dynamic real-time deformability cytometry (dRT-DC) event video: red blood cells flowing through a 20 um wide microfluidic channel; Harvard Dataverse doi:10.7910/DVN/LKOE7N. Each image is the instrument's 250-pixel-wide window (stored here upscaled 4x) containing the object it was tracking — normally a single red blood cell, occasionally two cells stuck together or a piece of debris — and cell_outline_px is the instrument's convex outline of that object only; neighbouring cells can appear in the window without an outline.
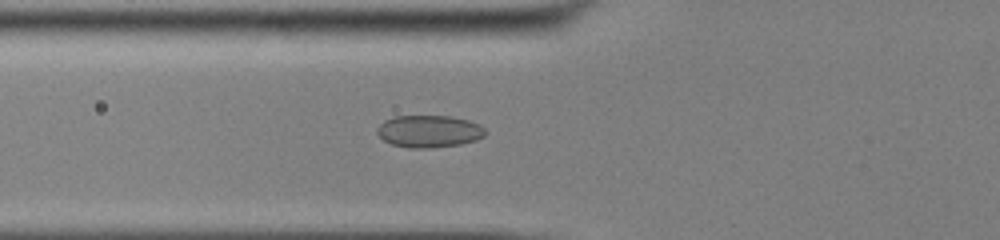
{"species": "common noctule bat (a hibernating species)", "species_latin": "Nyctalus noctula", "temperature_condition": "cold", "stored_images_in_passage": 28, "camera_frame_rate_fps": 3000, "um_per_image_px": 0.085, "animal": {"sex": "male", "body_mass_g": 13.0, "forearm_length_mm": 53.1}, "frame": {"image": 1, "passage_image": 2, "time_ms": 0.333, "image_size_px": [1000, 240], "cell_outline_px": [[484, 136], [476, 140], [460, 144], [432, 148], [408, 148], [392, 144], [384, 140], [376, 132], [376, 128], [384, 120], [392, 116], [448, 116], [468, 120], [480, 124], [484, 128]], "centroid_in_image_um": [36.44, 11.16], "position_along_channel_um": 89.4, "area_um2": 20.35}}
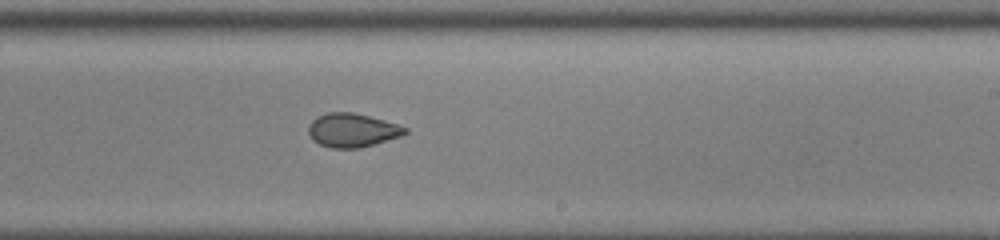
{"frame": {"image": 2, "passage_image": 15, "time_ms": 4.667, "image_size_px": [1000, 240], "cell_outline_px": [[408, 132], [404, 136], [360, 148], [332, 148], [320, 144], [312, 140], [308, 132], [308, 124], [312, 120], [328, 112], [352, 112], [384, 120], [408, 128]], "centroid_in_image_um": [29.96, 11.08], "position_along_channel_um": 259.0, "area_um2": 19.07}}
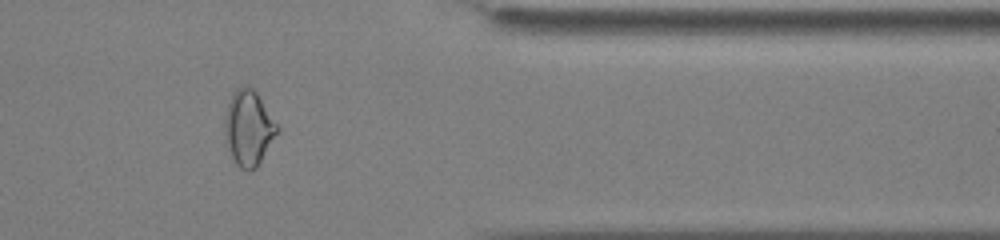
{"frame": {"image": 3, "passage_image": 26, "time_ms": 8.333, "image_size_px": [1000, 240], "cell_outline_px": [[280, 128], [256, 168], [248, 172], [240, 168], [236, 164], [232, 156], [224, 136], [224, 120], [228, 104], [236, 88], [244, 84], [248, 84], [256, 92]], "centroid_in_image_um": [21.12, 10.87], "position_along_channel_um": 390.3, "area_um2": 22.83}, "authors_computed_cell_mechanics": {"area_um2": 19.4208, "velocity_mm_per_s": 3.9106, "shape_relaxation_time_tau1_ms": null, "shape_relaxation_time_tau2_ms": 3.9477, "deformation_change_tau1": null, "deformation_change_tau2": 0.0645}}